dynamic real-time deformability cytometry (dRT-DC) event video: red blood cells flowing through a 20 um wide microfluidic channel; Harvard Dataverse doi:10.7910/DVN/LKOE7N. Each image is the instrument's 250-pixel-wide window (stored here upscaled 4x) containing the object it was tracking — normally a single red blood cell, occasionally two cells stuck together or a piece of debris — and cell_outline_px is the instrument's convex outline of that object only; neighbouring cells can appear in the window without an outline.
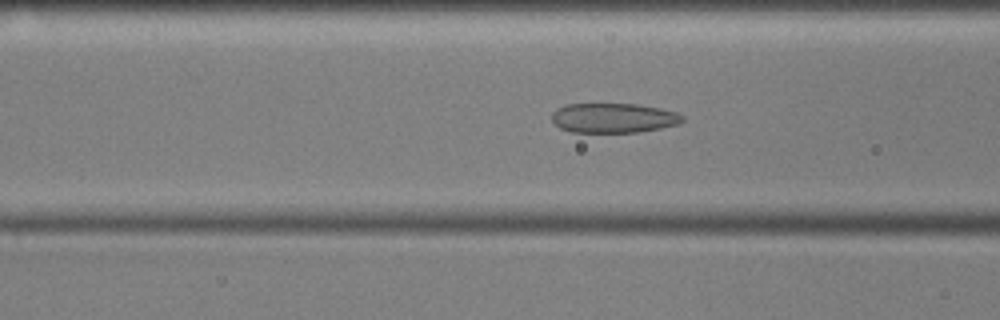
{"species": "common noctule bat (a hibernating species)", "species_latin": "Nyctalus noctula", "temperature_condition": "cold", "stored_images_in_passage": 54, "camera_frame_rate_fps": 3000, "um_per_image_px": 0.085, "animal": {"sex": "male", "body_mass_g": 17.9, "forearm_length_mm": 54.2}, "frame": {"image": 1, "passage_image": 19, "time_ms": 6.0, "image_size_px": [1000, 320], "cell_outline_px": [[684, 120], [680, 124], [660, 128], [636, 132], [572, 132], [560, 128], [552, 120], [552, 112], [556, 108], [568, 104], [636, 104], [660, 108], [676, 112], [684, 116]], "centroid_in_image_um": [52.15, 10.02], "position_along_channel_um": 114.4, "area_um2": 22.6}}
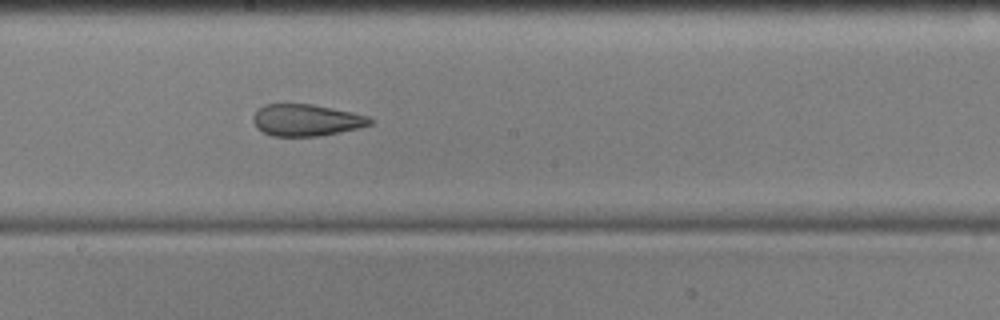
{"frame": {"image": 2, "passage_image": 28, "time_ms": 9.0, "image_size_px": [1000, 320], "cell_outline_px": [[372, 124], [356, 128], [320, 136], [272, 136], [256, 128], [252, 120], [252, 116], [264, 104], [312, 104], [352, 112], [368, 116], [372, 120]], "centroid_in_image_um": [26.0, 10.21], "position_along_channel_um": 222.2, "area_um2": 21.5}}
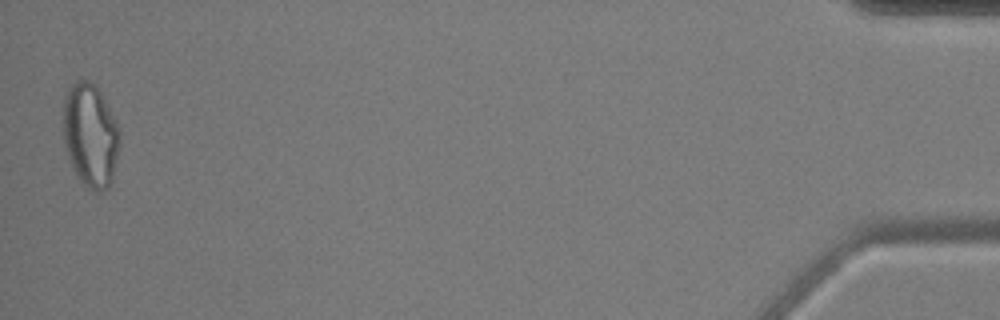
{"frame": {"image": 3, "passage_image": 53, "time_ms": 17.333, "image_size_px": [1000, 320], "cell_outline_px": [[120, 144], [112, 180], [108, 188], [100, 192], [96, 192], [88, 188], [76, 176], [72, 168], [64, 148], [64, 96], [68, 88], [76, 80], [88, 80], [100, 92], [116, 120], [120, 128]], "centroid_in_image_um": [7.69, 11.53], "position_along_channel_um": 427.5, "area_um2": 34.33}, "authors_computed_cell_mechanics": {"area_um2": 26.4146, "velocity_mm_per_s": 3.5809, "shape_relaxation_time_tau1_ms": null, "shape_relaxation_time_tau2_ms": 3.2699, "deformation_change_tau1": null, "deformation_change_tau2": 0.1161}}